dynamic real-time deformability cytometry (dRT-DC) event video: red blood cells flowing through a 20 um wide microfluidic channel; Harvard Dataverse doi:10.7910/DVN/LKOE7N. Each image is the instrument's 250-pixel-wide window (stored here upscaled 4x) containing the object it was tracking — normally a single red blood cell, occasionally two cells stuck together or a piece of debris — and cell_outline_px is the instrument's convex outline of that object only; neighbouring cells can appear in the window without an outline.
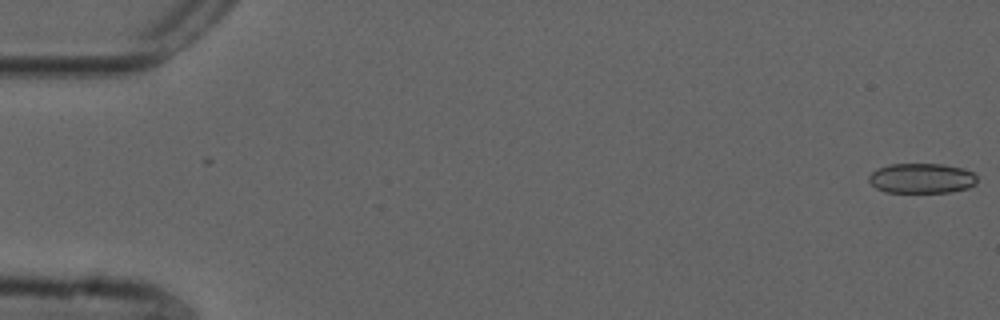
{"species": "common noctule bat (a hibernating species)", "species_latin": "Nyctalus noctula", "temperature_condition": "cold", "stored_images_in_passage": 55, "camera_frame_rate_fps": 3000, "um_per_image_px": 0.085, "animal": {"sex": "male", "forearm_length_mm": 52.5}, "frame": {"image": 1, "passage_image": 1, "time_ms": 0.0, "image_size_px": [1000, 320], "cell_outline_px": [[976, 184], [968, 188], [952, 192], [884, 192], [876, 188], [868, 180], [868, 176], [876, 168], [888, 164], [944, 164], [964, 168], [972, 172], [976, 176]], "centroid_in_image_um": [78.33, 15.15], "position_along_channel_um": 6.7, "area_um2": 19.13}}
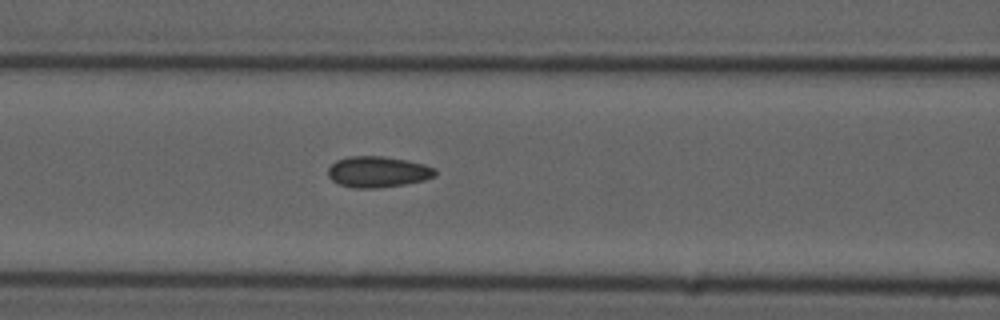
{"frame": {"image": 2, "passage_image": 23, "time_ms": 7.333, "image_size_px": [1000, 320], "cell_outline_px": [[436, 176], [424, 180], [404, 184], [376, 188], [352, 188], [340, 184], [332, 180], [328, 176], [328, 168], [336, 160], [348, 156], [384, 156], [408, 160], [424, 164], [436, 168]], "centroid_in_image_um": [32.12, 14.6], "position_along_channel_um": 134.5, "area_um2": 19.48}}
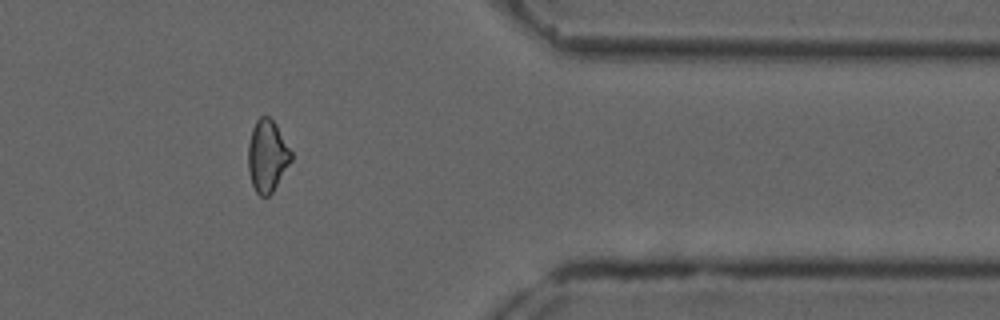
{"frame": {"image": 3, "passage_image": 45, "time_ms": 14.667, "image_size_px": [1000, 320], "cell_outline_px": [[292, 160], [272, 192], [268, 196], [260, 196], [256, 192], [252, 184], [248, 168], [248, 144], [252, 128], [256, 120], [260, 116], [268, 116], [276, 124], [292, 152]], "centroid_in_image_um": [22.71, 13.24], "position_along_channel_um": 388.7, "area_um2": 17.98}, "authors_computed_cell_mechanics": {"area_um2": 18.9006, "velocity_mm_per_s": 3.7417, "shape_relaxation_time_tau1_ms": null, "shape_relaxation_time_tau2_ms": 2.4882, "deformation_change_tau1": null, "deformation_change_tau2": 0.0731}}